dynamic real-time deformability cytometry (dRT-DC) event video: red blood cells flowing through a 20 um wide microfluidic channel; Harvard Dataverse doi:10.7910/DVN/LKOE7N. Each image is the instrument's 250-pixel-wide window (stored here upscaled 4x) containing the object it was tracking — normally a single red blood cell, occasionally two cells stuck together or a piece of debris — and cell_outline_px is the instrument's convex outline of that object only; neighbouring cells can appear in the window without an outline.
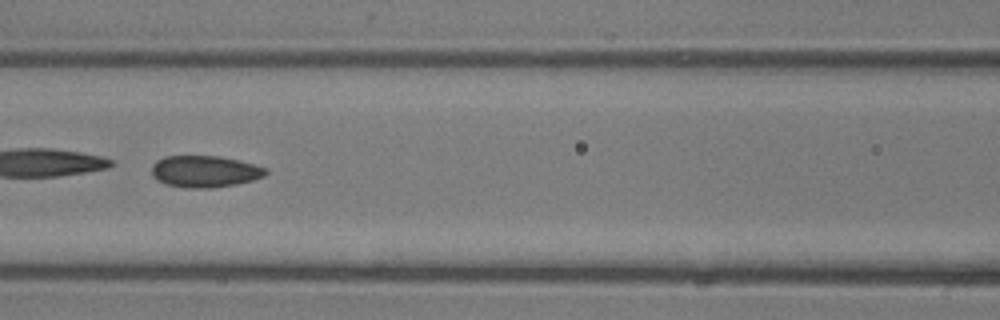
{"species": "common noctule bat (a hibernating species)", "species_latin": "Nyctalus noctula", "temperature_condition": "room temperature", "stored_images_in_passage": 42, "camera_frame_rate_fps": 3000, "um_per_image_px": 0.085, "animal": {"sex": "male", "body_mass_g": 13.3}, "frame": {"image": 1, "passage_image": 19, "time_ms": 6.0, "image_size_px": [1000, 320], "cell_outline_px": [[268, 172], [264, 176], [252, 180], [236, 184], [212, 188], [184, 188], [164, 184], [156, 180], [152, 176], [152, 164], [156, 160], [164, 156], [220, 156], [240, 160], [268, 168]], "centroid_in_image_um": [17.39, 14.57], "position_along_channel_um": 149.2, "area_um2": 21.39}}
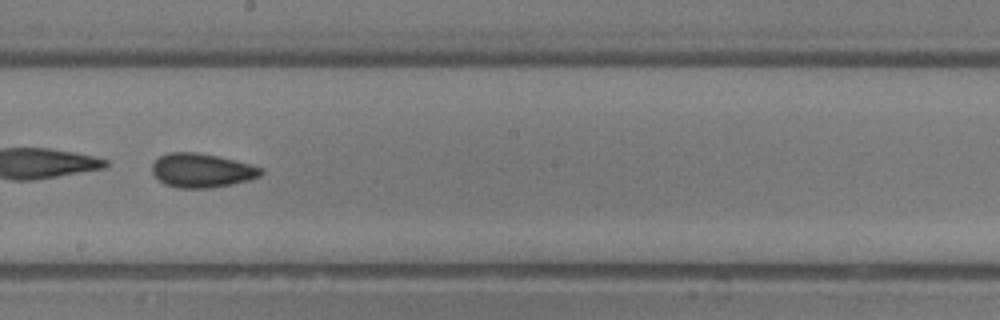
{"frame": {"image": 2, "passage_image": 24, "time_ms": 7.667, "image_size_px": [1000, 320], "cell_outline_px": [[264, 172], [260, 176], [248, 180], [232, 184], [208, 188], [180, 188], [164, 184], [152, 172], [152, 164], [160, 156], [168, 152], [196, 152], [216, 156], [264, 168]], "centroid_in_image_um": [17.14, 14.49], "position_along_channel_um": 231.1, "area_um2": 21.39}, "authors_computed_cell_mechanics": {"area_um2": 21.675, "velocity_mm_per_s": 4.9253, "shape_relaxation_time_tau1_ms": 5.4271, "shape_relaxation_time_tau2_ms": 2.3355, "deformation_change_tau1": 0.0976, "deformation_change_tau2": 0.075}}